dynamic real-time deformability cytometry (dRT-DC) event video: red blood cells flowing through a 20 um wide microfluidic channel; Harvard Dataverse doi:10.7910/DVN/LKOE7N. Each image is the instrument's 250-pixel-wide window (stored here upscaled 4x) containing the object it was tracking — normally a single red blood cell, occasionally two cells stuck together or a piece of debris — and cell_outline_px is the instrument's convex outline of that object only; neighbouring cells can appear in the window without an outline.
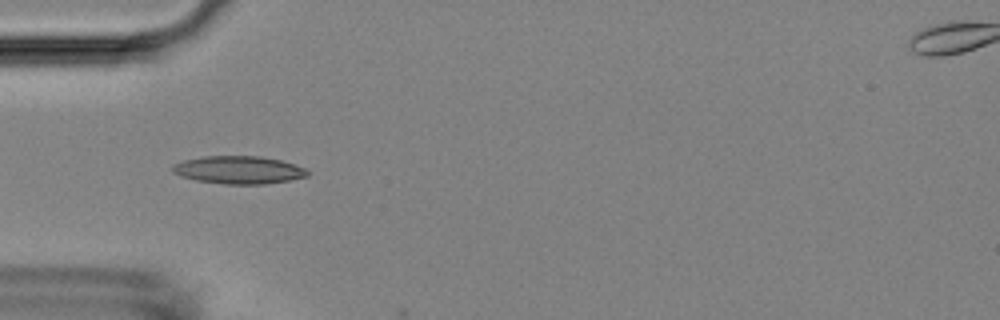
{"species": "Egyptian fruit bat (a non-hibernating species)", "species_latin": "Rousettus aegyptiacus", "temperature_condition": "room temperature", "stored_images_in_passage": 18, "camera_frame_rate_fps": 3000, "um_per_image_px": 0.085, "animal": {"sex": "female"}, "frame": {"image": 1, "passage_image": 17, "time_ms": 5.333, "image_size_px": [1000, 320], "cell_outline_px": [[308, 176], [288, 180], [264, 184], [224, 184], [196, 180], [180, 176], [172, 172], [172, 164], [184, 160], [204, 156], [260, 156], [280, 160], [304, 168], [308, 172]], "centroid_in_image_um": [20.24, 14.44], "position_along_channel_um": 64.8, "area_um2": 21.73}}